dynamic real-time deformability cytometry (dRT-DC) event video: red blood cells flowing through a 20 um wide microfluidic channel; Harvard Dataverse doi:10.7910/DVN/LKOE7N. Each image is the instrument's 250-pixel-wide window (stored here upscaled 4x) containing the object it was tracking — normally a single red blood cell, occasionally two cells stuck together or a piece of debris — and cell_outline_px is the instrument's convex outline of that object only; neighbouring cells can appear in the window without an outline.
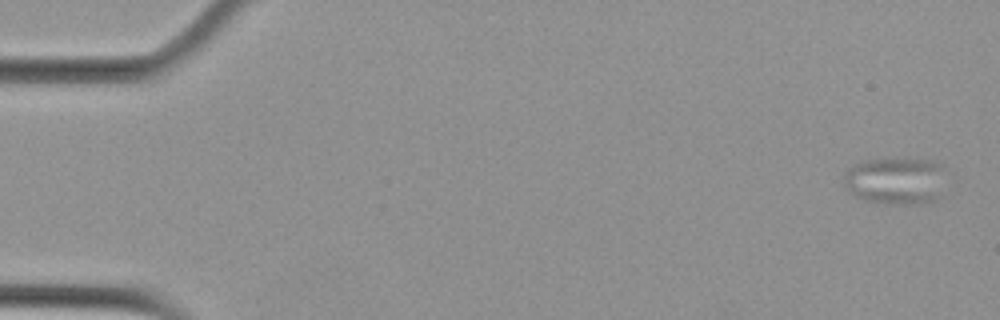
{"species": "Egyptian fruit bat (a non-hibernating species)", "species_latin": "Rousettus aegyptiacus", "temperature_condition": "cold", "stored_images_in_passage": 5, "camera_frame_rate_fps": 3000, "um_per_image_px": 0.085, "animal": {"sex": "female"}, "frame": {"image": 1, "passage_image": 1, "time_ms": 0.0, "image_size_px": [1000, 320], "cell_outline_px": [[944, 164], [936, 200], [932, 204], [884, 204], [864, 200], [856, 196], [844, 184], [844, 176], [848, 168], [864, 160], [908, 156], [928, 160]], "centroid_in_image_um": [76.11, 15.34], "position_along_channel_um": 8.9, "area_um2": 28.5}}
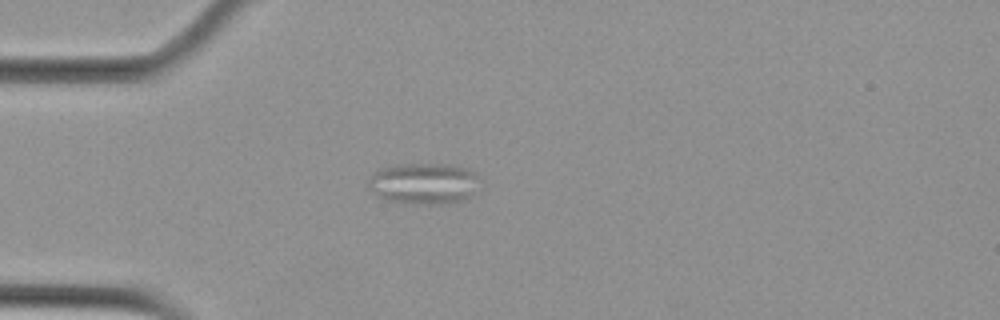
{"frame": {"image": 2, "passage_image": 5, "time_ms": 1.333, "image_size_px": [1000, 320], "cell_outline_px": [[480, 176], [472, 196], [468, 200], [448, 204], [408, 204], [384, 200], [376, 196], [368, 188], [368, 180], [380, 168], [392, 164], [448, 164], [468, 168]], "centroid_in_image_um": [36.02, 15.61], "position_along_channel_um": 49.0, "area_um2": 27.46}}